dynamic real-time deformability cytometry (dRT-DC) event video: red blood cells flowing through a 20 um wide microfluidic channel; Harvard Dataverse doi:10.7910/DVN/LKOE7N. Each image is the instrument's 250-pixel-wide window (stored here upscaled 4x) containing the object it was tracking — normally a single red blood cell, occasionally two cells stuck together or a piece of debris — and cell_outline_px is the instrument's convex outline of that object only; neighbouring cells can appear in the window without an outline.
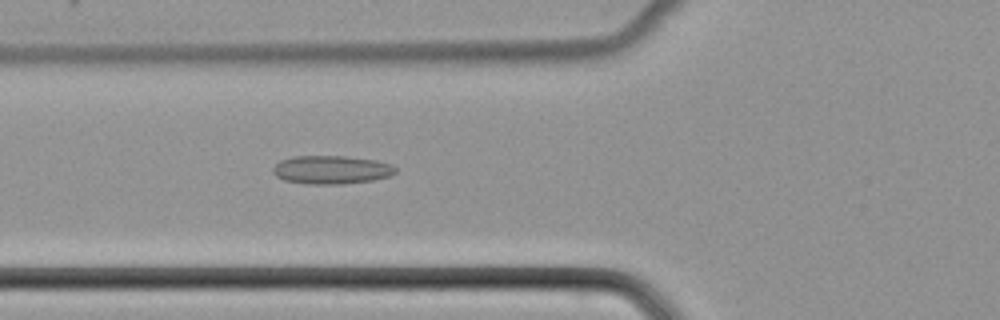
{"species": "common noctule bat (a hibernating species)", "species_latin": "Nyctalus noctula", "temperature_condition": "cold", "stored_images_in_passage": 40, "camera_frame_rate_fps": 3000, "um_per_image_px": 0.085, "animal": {"sex": "female", "body_mass_g": 22.7, "forearm_length_mm": 54.2}, "frame": {"image": 1, "passage_image": 8, "time_ms": 2.333, "image_size_px": [1000, 320], "cell_outline_px": [[396, 172], [388, 176], [372, 180], [344, 184], [304, 184], [284, 180], [276, 176], [272, 172], [272, 168], [280, 160], [292, 156], [344, 156], [376, 160], [392, 164], [396, 168]], "centroid_in_image_um": [28.14, 14.43], "position_along_channel_um": 97.7, "area_um2": 20.4}}
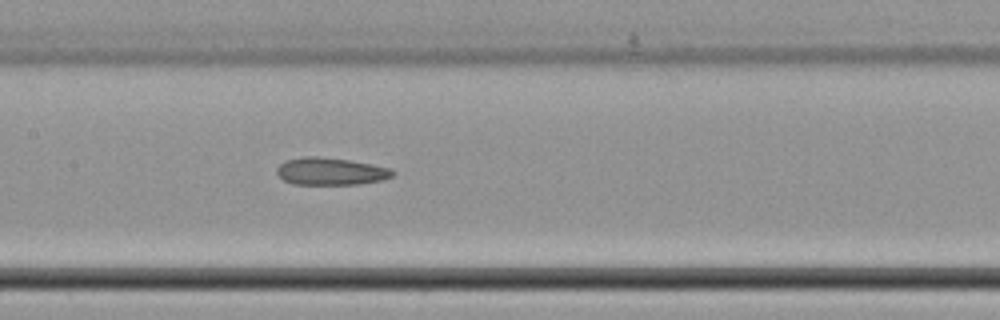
{"frame": {"image": 2, "passage_image": 14, "time_ms": 4.333, "image_size_px": [1000, 320], "cell_outline_px": [[396, 172], [392, 176], [384, 180], [360, 184], [292, 184], [284, 180], [276, 172], [276, 168], [284, 160], [304, 156], [316, 156], [348, 160], [372, 164], [392, 168]], "centroid_in_image_um": [28.12, 14.56], "position_along_channel_um": 179.3, "area_um2": 18.61}}
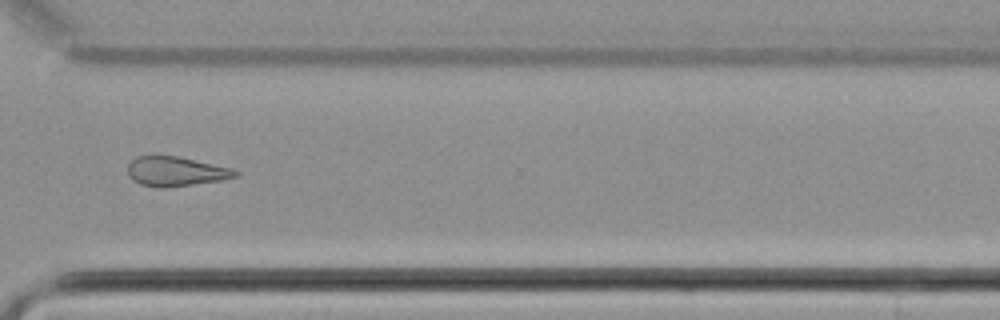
{"frame": {"image": 3, "passage_image": 27, "time_ms": 8.667, "image_size_px": [1000, 320], "cell_outline_px": [[240, 172], [236, 176], [220, 180], [164, 188], [156, 188], [140, 184], [132, 180], [128, 176], [128, 164], [136, 156], [176, 156], [232, 168]], "centroid_in_image_um": [14.89, 14.58], "position_along_channel_um": 355.7, "area_um2": 18.38}}